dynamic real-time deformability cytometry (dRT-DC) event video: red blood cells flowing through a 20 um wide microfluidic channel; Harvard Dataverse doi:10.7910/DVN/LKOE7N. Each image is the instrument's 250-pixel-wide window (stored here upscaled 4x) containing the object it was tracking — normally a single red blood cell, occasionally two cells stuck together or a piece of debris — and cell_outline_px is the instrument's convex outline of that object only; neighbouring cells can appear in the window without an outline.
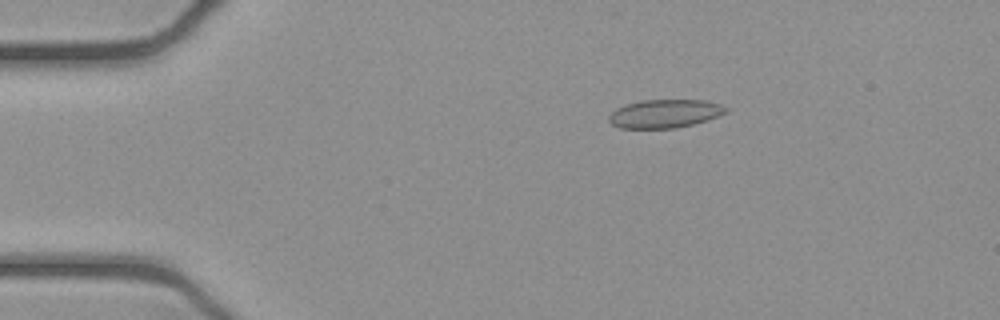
{"species": "common noctule bat (a hibernating species)", "species_latin": "Nyctalus noctula", "temperature_condition": "cold", "stored_images_in_passage": 45, "camera_frame_rate_fps": 3000, "um_per_image_px": 0.085, "animal": {"sex": "female", "body_mass_g": 21.9}, "frame": {"image": 1, "passage_image": 2, "time_ms": 0.333, "image_size_px": [1000, 320], "cell_outline_px": [[728, 112], [708, 120], [676, 128], [620, 128], [612, 124], [608, 120], [608, 116], [616, 108], [624, 104], [640, 100], [704, 100], [720, 104], [728, 108]], "centroid_in_image_um": [56.5, 9.65], "position_along_channel_um": 28.5, "area_um2": 19.48}}
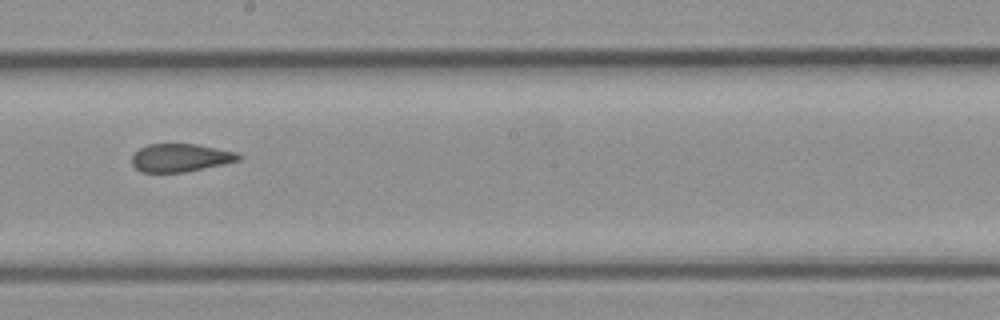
{"frame": {"image": 2, "passage_image": 22, "time_ms": 7.0, "image_size_px": [1000, 320], "cell_outline_px": [[240, 160], [224, 164], [184, 172], [140, 172], [132, 164], [132, 156], [140, 148], [148, 144], [196, 144], [236, 152], [240, 156]], "centroid_in_image_um": [15.32, 13.41], "position_along_channel_um": 232.9, "area_um2": 17.28}}
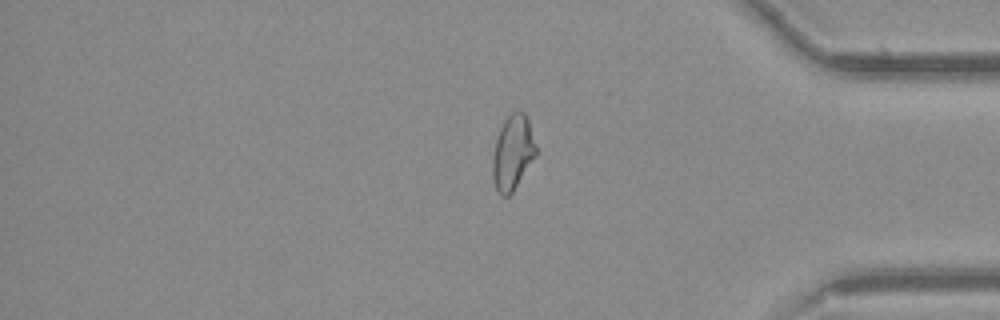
{"frame": {"image": 3, "passage_image": 36, "time_ms": 11.667, "image_size_px": [1000, 320], "cell_outline_px": [[536, 156], [512, 192], [508, 196], [500, 196], [496, 188], [492, 176], [492, 160], [496, 140], [500, 128], [504, 120], [516, 108], [524, 112], [528, 120], [536, 144]], "centroid_in_image_um": [43.58, 12.95], "position_along_channel_um": 391.6, "area_um2": 18.9}, "authors_computed_cell_mechanics": {"area_um2": 18.9006, "velocity_mm_per_s": 3.9354, "shape_relaxation_time_tau1_ms": null, "shape_relaxation_time_tau2_ms": 2.1008, "deformation_change_tau1": null, "deformation_change_tau2": 0.0763}}